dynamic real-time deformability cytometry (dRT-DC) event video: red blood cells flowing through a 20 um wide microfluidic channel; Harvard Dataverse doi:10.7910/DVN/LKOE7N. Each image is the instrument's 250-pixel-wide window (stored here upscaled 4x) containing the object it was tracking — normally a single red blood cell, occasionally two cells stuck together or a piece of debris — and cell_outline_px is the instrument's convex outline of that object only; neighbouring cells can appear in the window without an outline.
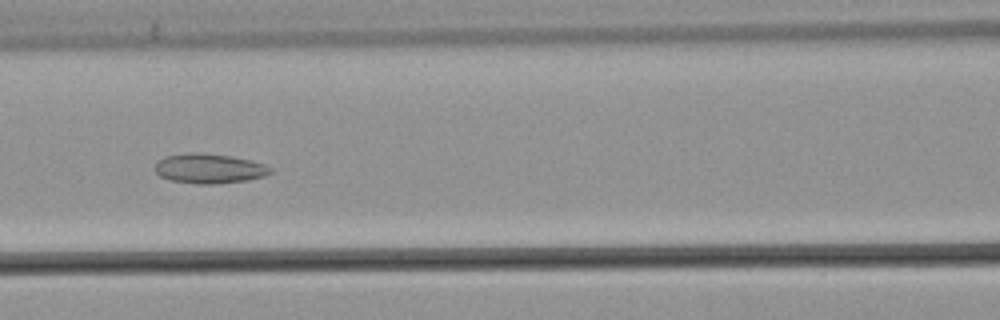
{"species": "common noctule bat (a hibernating species)", "species_latin": "Nyctalus noctula", "temperature_condition": "warm", "stored_images_in_passage": 30, "camera_frame_rate_fps": 3000, "um_per_image_px": 0.085, "animal": {"sex": "male", "body_mass_g": 21.5, "forearm_length_mm": 52.0}, "frame": {"image": 1, "passage_image": 8, "time_ms": 2.333, "image_size_px": [1000, 320], "cell_outline_px": [[272, 172], [264, 176], [248, 180], [216, 184], [196, 184], [168, 180], [160, 176], [152, 168], [156, 160], [168, 156], [196, 152], [228, 156], [248, 160], [264, 164], [272, 168]], "centroid_in_image_um": [17.73, 14.34], "position_along_channel_um": 148.9, "area_um2": 20.0}}
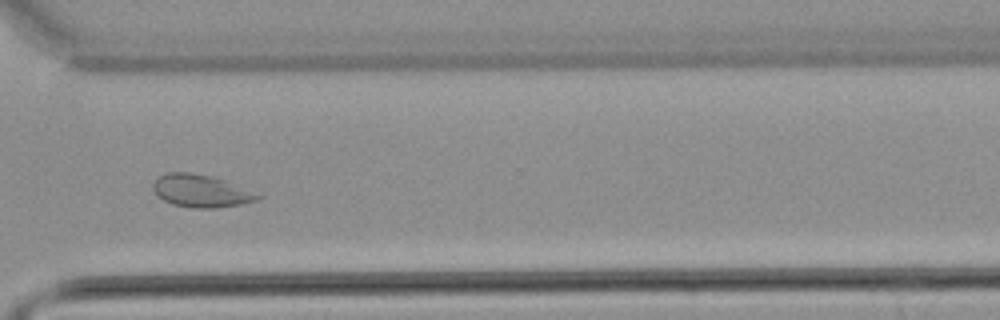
{"frame": {"image": 2, "passage_image": 24, "time_ms": 7.667, "image_size_px": [1000, 320], "cell_outline_px": [[264, 196], [256, 200], [240, 204], [212, 208], [192, 208], [172, 204], [164, 200], [152, 188], [152, 184], [160, 176], [168, 172], [188, 172], [216, 176], [264, 192]], "centroid_in_image_um": [17.23, 16.21], "position_along_channel_um": 353.4, "area_um2": 20.46}}
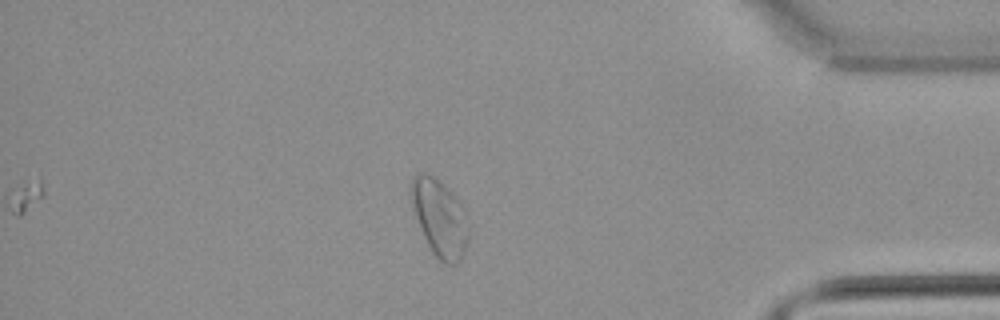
{"frame": {"image": 3, "passage_image": 30, "time_ms": 9.667, "image_size_px": [1000, 320], "cell_outline_px": [[468, 240], [464, 252], [460, 260], [456, 264], [444, 264], [432, 252], [420, 228], [416, 216], [408, 188], [412, 176], [420, 172], [424, 172], [440, 180], [444, 184], [456, 200], [464, 212], [468, 220]], "centroid_in_image_um": [37.35, 18.51], "position_along_channel_um": 397.9, "area_um2": 25.55}, "authors_computed_cell_mechanics": {"area_um2": 19.7098, "velocity_mm_per_s": 3.8417, "shape_relaxation_time_tau1_ms": null, "shape_relaxation_time_tau2_ms": 2.2891, "deformation_change_tau1": null, "deformation_change_tau2": 0.071}}